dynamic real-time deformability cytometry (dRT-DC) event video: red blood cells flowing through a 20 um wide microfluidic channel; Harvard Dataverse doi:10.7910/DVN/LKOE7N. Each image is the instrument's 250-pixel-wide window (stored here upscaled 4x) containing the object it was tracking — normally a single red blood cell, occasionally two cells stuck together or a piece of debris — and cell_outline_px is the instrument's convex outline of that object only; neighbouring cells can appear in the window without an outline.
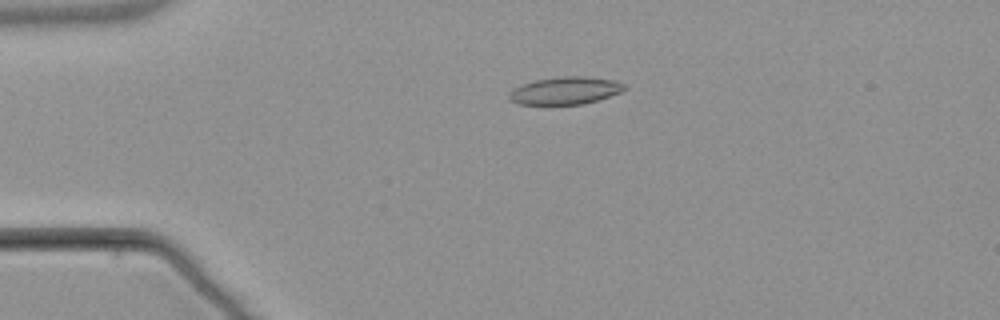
{"species": "common noctule bat (a hibernating species)", "species_latin": "Nyctalus noctula", "temperature_condition": "warm", "stored_images_in_passage": 2, "camera_frame_rate_fps": 3000, "um_per_image_px": 0.085, "animal": {"sex": "male", "body_mass_g": 21.5, "forearm_length_mm": 52.0}, "frame": {"image": 1, "passage_image": 1, "time_ms": 0.0, "image_size_px": [1000, 320], "cell_outline_px": [[628, 88], [620, 92], [584, 104], [516, 104], [508, 100], [508, 96], [516, 88], [524, 84], [536, 80], [564, 76], [584, 76], [612, 80], [624, 84]], "centroid_in_image_um": [48.05, 7.71], "position_along_channel_um": 37.0, "area_um2": 18.15}}